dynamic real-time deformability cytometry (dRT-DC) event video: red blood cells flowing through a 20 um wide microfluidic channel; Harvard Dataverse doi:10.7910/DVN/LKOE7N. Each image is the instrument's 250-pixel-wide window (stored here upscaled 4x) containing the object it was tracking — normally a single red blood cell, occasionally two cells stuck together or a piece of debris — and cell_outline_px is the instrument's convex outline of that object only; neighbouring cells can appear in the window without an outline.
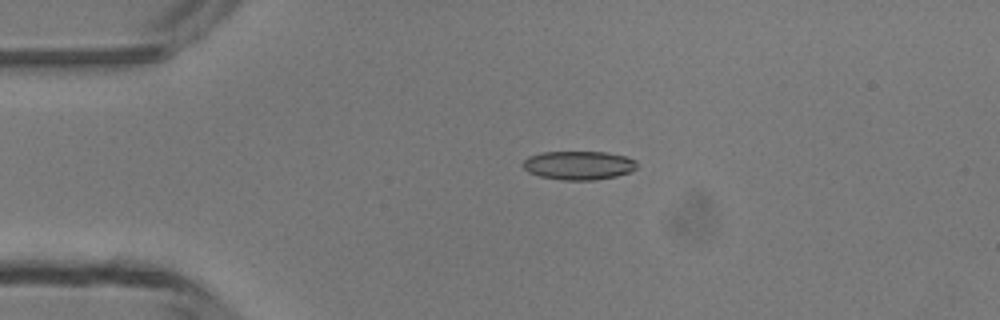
{"species": "common noctule bat (a hibernating species)", "species_latin": "Nyctalus noctula", "temperature_condition": "room temperature", "stored_images_in_passage": 6, "camera_frame_rate_fps": 3000, "um_per_image_px": 0.085, "animal": {"sex": "male", "body_mass_g": 13.3}, "frame": {"image": 1, "passage_image": 4, "time_ms": 3.333, "image_size_px": [1000, 320], "cell_outline_px": [[636, 168], [628, 172], [616, 176], [596, 180], [564, 180], [540, 176], [528, 172], [524, 168], [524, 160], [528, 156], [540, 152], [608, 152], [624, 156], [636, 160]], "centroid_in_image_um": [49.18, 14.05], "position_along_channel_um": 35.8, "area_um2": 19.02}}